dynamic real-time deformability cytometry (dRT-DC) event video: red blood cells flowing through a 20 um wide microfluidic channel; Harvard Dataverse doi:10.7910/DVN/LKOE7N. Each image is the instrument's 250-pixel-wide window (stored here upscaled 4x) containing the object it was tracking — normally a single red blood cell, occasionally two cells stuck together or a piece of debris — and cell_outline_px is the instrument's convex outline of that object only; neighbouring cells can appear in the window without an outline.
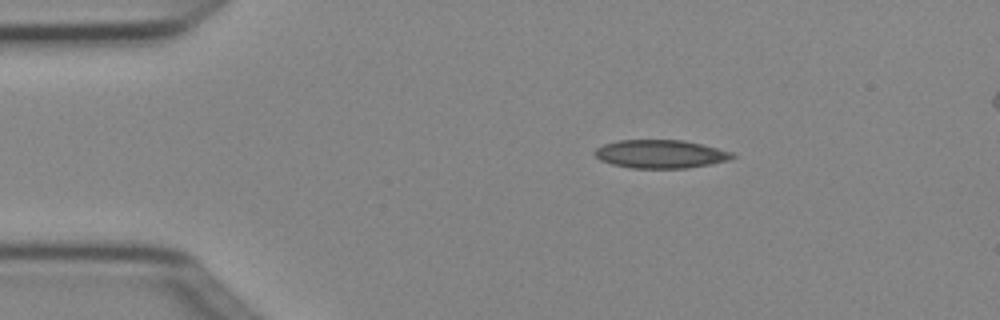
{"species": "Egyptian fruit bat (a non-hibernating species)", "species_latin": "Rousettus aegyptiacus", "temperature_condition": "cold", "stored_images_in_passage": 4, "camera_frame_rate_fps": 3000, "um_per_image_px": 0.085, "animal": {"sex": "female"}, "frame": {"image": 1, "passage_image": 1, "time_ms": 0.0, "image_size_px": [1000, 320], "cell_outline_px": [[736, 156], [728, 160], [688, 168], [632, 168], [612, 164], [600, 160], [592, 152], [596, 148], [604, 144], [620, 140], [684, 140], [732, 152]], "centroid_in_image_um": [56.11, 13.09], "position_along_channel_um": 28.9, "area_um2": 22.54}}
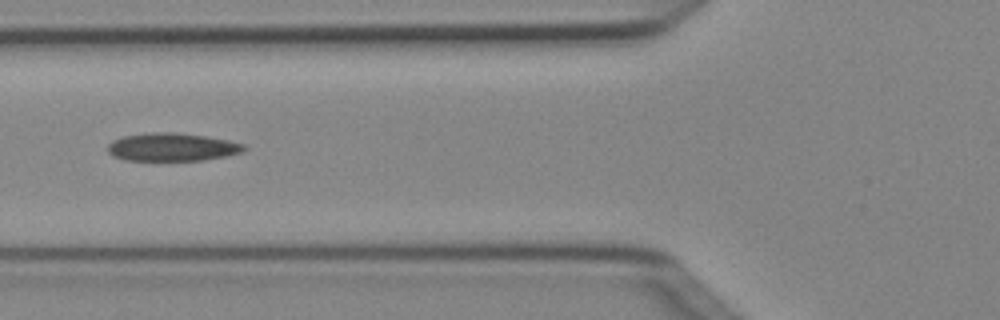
{"frame": {"image": 2, "passage_image": 4, "time_ms": 1.0, "image_size_px": [1000, 320], "cell_outline_px": [[248, 148], [240, 152], [224, 156], [200, 160], [124, 160], [112, 156], [108, 152], [108, 144], [112, 140], [124, 136], [156, 132], [172, 132], [204, 136], [228, 140], [244, 144]], "centroid_in_image_um": [14.59, 12.5], "position_along_channel_um": 111.2, "area_um2": 22.02}}